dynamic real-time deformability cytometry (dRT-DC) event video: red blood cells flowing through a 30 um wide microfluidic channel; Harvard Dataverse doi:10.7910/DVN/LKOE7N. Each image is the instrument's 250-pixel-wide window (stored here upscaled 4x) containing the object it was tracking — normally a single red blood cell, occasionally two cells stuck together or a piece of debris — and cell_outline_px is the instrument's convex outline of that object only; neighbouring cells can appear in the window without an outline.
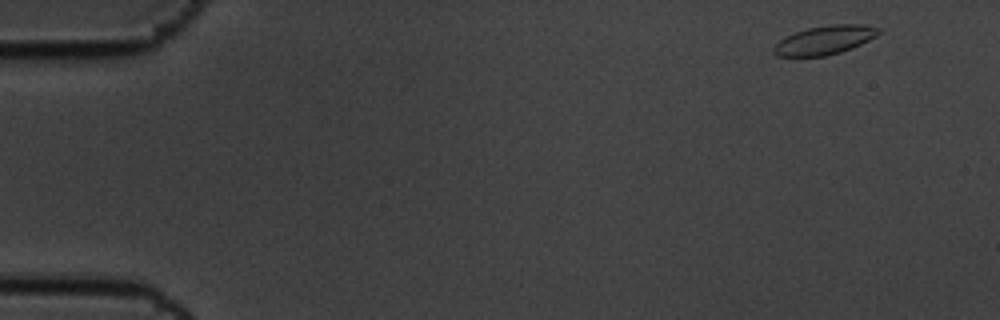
{"species": "common noctule bat (a hibernating species)", "species_latin": "Nyctalus noctula", "temperature_condition": "cold", "stored_images_in_passage": 5, "camera_frame_rate_fps": 3000, "um_per_image_px": 0.085, "animal": {"sex": "male", "body_mass_g": 19.5, "forearm_length_mm": 54.6}, "frame": {"image": 1, "passage_image": 1, "time_ms": 0.0, "image_size_px": [1000, 320], "cell_outline_px": [[880, 32], [876, 36], [860, 44], [840, 52], [824, 56], [776, 56], [772, 52], [772, 48], [784, 36], [808, 28], [832, 24], [864, 24], [880, 28]], "centroid_in_image_um": [70.07, 3.4], "position_along_channel_um": 14.9, "area_um2": 17.51}}
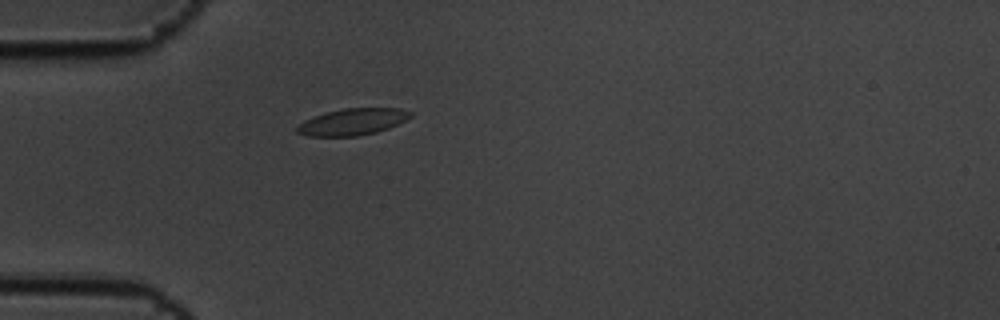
{"frame": {"image": 2, "passage_image": 5, "time_ms": 1.333, "image_size_px": [1000, 320], "cell_outline_px": [[412, 116], [388, 128], [376, 132], [356, 136], [308, 136], [296, 132], [296, 128], [304, 120], [328, 112], [344, 108], [400, 108], [412, 112]], "centroid_in_image_um": [29.97, 10.35], "position_along_channel_um": 55.0, "area_um2": 17.34}}